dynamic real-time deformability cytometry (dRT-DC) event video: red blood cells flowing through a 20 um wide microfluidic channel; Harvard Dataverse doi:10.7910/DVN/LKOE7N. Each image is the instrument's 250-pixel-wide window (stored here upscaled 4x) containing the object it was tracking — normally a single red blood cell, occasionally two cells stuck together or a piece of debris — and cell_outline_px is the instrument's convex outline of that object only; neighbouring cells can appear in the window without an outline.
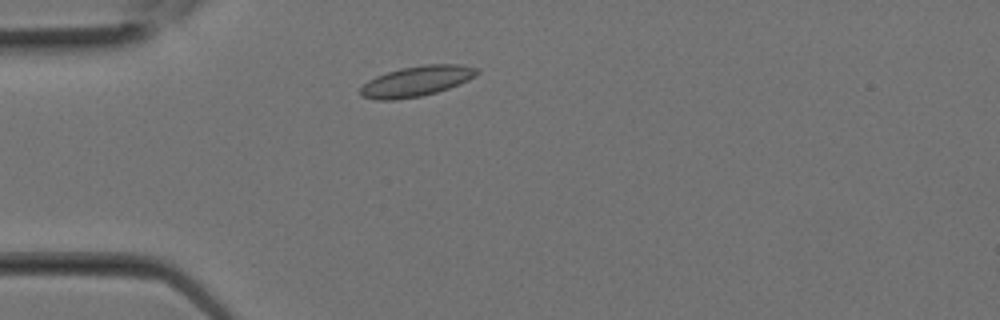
{"species": "Egyptian fruit bat (a non-hibernating species)", "species_latin": "Rousettus aegyptiacus", "temperature_condition": "room temperature", "stored_images_in_passage": 7, "camera_frame_rate_fps": 3000, "um_per_image_px": 0.085, "animal": {"sex": "female"}, "frame": {"image": 1, "passage_image": 3, "time_ms": 0.667, "image_size_px": [1000, 320], "cell_outline_px": [[480, 72], [476, 76], [460, 84], [436, 92], [420, 96], [396, 100], [376, 100], [360, 96], [360, 88], [368, 80], [376, 76], [388, 72], [404, 68], [424, 64], [460, 64], [480, 68]], "centroid_in_image_um": [35.43, 6.9], "position_along_channel_um": 49.6, "area_um2": 20.69}}
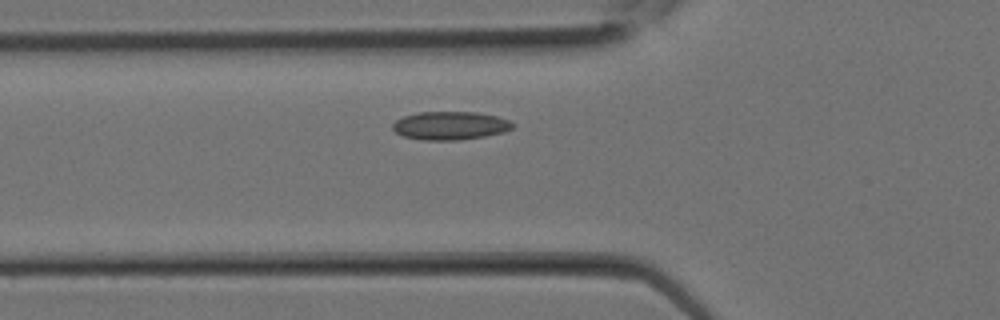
{"frame": {"image": 2, "passage_image": 5, "time_ms": 1.333, "image_size_px": [1000, 320], "cell_outline_px": [[516, 124], [512, 128], [504, 132], [484, 136], [460, 140], [424, 140], [404, 136], [396, 132], [392, 128], [392, 124], [396, 120], [404, 116], [420, 112], [476, 112], [496, 116], [508, 120]], "centroid_in_image_um": [38.28, 10.68], "position_along_channel_um": 87.5, "area_um2": 19.71}}
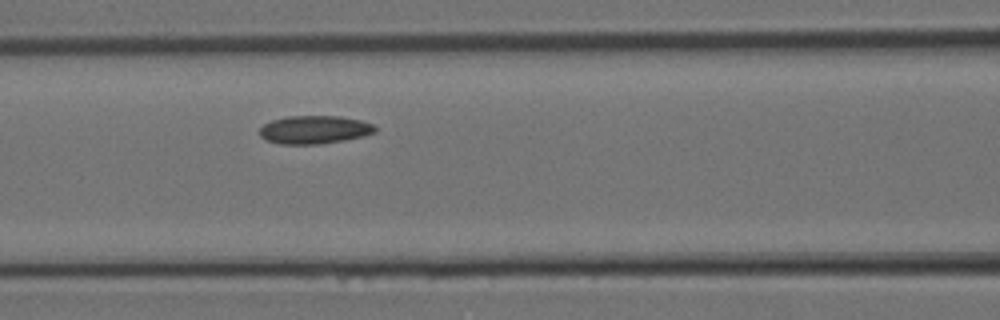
{"frame": {"image": 3, "passage_image": 7, "time_ms": 2.0, "image_size_px": [1000, 320], "cell_outline_px": [[376, 132], [364, 136], [344, 140], [320, 144], [280, 144], [264, 140], [260, 136], [260, 128], [264, 124], [272, 120], [288, 116], [340, 116], [360, 120], [372, 124], [376, 128]], "centroid_in_image_um": [26.71, 11.03], "position_along_channel_um": 139.9, "area_um2": 19.02}}